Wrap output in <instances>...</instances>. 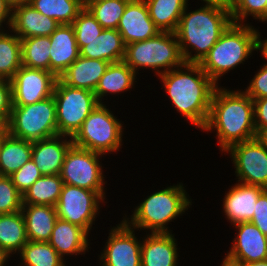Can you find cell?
<instances>
[{"mask_svg":"<svg viewBox=\"0 0 267 266\" xmlns=\"http://www.w3.org/2000/svg\"><path fill=\"white\" fill-rule=\"evenodd\" d=\"M257 137L267 147V129L263 130Z\"/></svg>","mask_w":267,"mask_h":266,"instance_id":"f907efd6","label":"cell"},{"mask_svg":"<svg viewBox=\"0 0 267 266\" xmlns=\"http://www.w3.org/2000/svg\"><path fill=\"white\" fill-rule=\"evenodd\" d=\"M32 156V142L15 138L7 132L0 138V176H10Z\"/></svg>","mask_w":267,"mask_h":266,"instance_id":"484cf974","label":"cell"},{"mask_svg":"<svg viewBox=\"0 0 267 266\" xmlns=\"http://www.w3.org/2000/svg\"><path fill=\"white\" fill-rule=\"evenodd\" d=\"M110 62L79 56L58 78L73 88L95 91Z\"/></svg>","mask_w":267,"mask_h":266,"instance_id":"603a6c76","label":"cell"},{"mask_svg":"<svg viewBox=\"0 0 267 266\" xmlns=\"http://www.w3.org/2000/svg\"><path fill=\"white\" fill-rule=\"evenodd\" d=\"M28 242L24 217L21 211L0 214V247L10 254L19 253Z\"/></svg>","mask_w":267,"mask_h":266,"instance_id":"83f0119b","label":"cell"},{"mask_svg":"<svg viewBox=\"0 0 267 266\" xmlns=\"http://www.w3.org/2000/svg\"><path fill=\"white\" fill-rule=\"evenodd\" d=\"M103 154L72 145L66 152L61 169L64 184L92 191H104V175L99 157Z\"/></svg>","mask_w":267,"mask_h":266,"instance_id":"8fae6325","label":"cell"},{"mask_svg":"<svg viewBox=\"0 0 267 266\" xmlns=\"http://www.w3.org/2000/svg\"><path fill=\"white\" fill-rule=\"evenodd\" d=\"M29 4L59 24H72L84 8L82 0H30Z\"/></svg>","mask_w":267,"mask_h":266,"instance_id":"1f68e13d","label":"cell"},{"mask_svg":"<svg viewBox=\"0 0 267 266\" xmlns=\"http://www.w3.org/2000/svg\"><path fill=\"white\" fill-rule=\"evenodd\" d=\"M260 32L253 26L231 23L219 40L199 63L203 71L218 85L219 78L260 51Z\"/></svg>","mask_w":267,"mask_h":266,"instance_id":"277c9868","label":"cell"},{"mask_svg":"<svg viewBox=\"0 0 267 266\" xmlns=\"http://www.w3.org/2000/svg\"><path fill=\"white\" fill-rule=\"evenodd\" d=\"M141 245V266H177V244L171 233L147 234Z\"/></svg>","mask_w":267,"mask_h":266,"instance_id":"7402d4cb","label":"cell"},{"mask_svg":"<svg viewBox=\"0 0 267 266\" xmlns=\"http://www.w3.org/2000/svg\"><path fill=\"white\" fill-rule=\"evenodd\" d=\"M13 107L10 80L0 79V120L6 125Z\"/></svg>","mask_w":267,"mask_h":266,"instance_id":"60d3db41","label":"cell"},{"mask_svg":"<svg viewBox=\"0 0 267 266\" xmlns=\"http://www.w3.org/2000/svg\"><path fill=\"white\" fill-rule=\"evenodd\" d=\"M72 145V138L64 135L35 141L32 142L31 158L42 175H58L61 173L66 152Z\"/></svg>","mask_w":267,"mask_h":266,"instance_id":"ac0fdd59","label":"cell"},{"mask_svg":"<svg viewBox=\"0 0 267 266\" xmlns=\"http://www.w3.org/2000/svg\"><path fill=\"white\" fill-rule=\"evenodd\" d=\"M76 42H89L103 31V27L87 8H83L72 23Z\"/></svg>","mask_w":267,"mask_h":266,"instance_id":"d590c367","label":"cell"},{"mask_svg":"<svg viewBox=\"0 0 267 266\" xmlns=\"http://www.w3.org/2000/svg\"><path fill=\"white\" fill-rule=\"evenodd\" d=\"M266 0H233L230 6L232 23L242 24L248 16L263 22Z\"/></svg>","mask_w":267,"mask_h":266,"instance_id":"74e56055","label":"cell"},{"mask_svg":"<svg viewBox=\"0 0 267 266\" xmlns=\"http://www.w3.org/2000/svg\"><path fill=\"white\" fill-rule=\"evenodd\" d=\"M58 175H43L23 194V204L56 206L63 187Z\"/></svg>","mask_w":267,"mask_h":266,"instance_id":"f546056e","label":"cell"},{"mask_svg":"<svg viewBox=\"0 0 267 266\" xmlns=\"http://www.w3.org/2000/svg\"><path fill=\"white\" fill-rule=\"evenodd\" d=\"M201 1H203L204 3H216L230 7L233 0H201Z\"/></svg>","mask_w":267,"mask_h":266,"instance_id":"bcb514c9","label":"cell"},{"mask_svg":"<svg viewBox=\"0 0 267 266\" xmlns=\"http://www.w3.org/2000/svg\"><path fill=\"white\" fill-rule=\"evenodd\" d=\"M6 132L15 138L30 142L58 135L53 95L33 104L13 106L6 124Z\"/></svg>","mask_w":267,"mask_h":266,"instance_id":"52a82bcc","label":"cell"},{"mask_svg":"<svg viewBox=\"0 0 267 266\" xmlns=\"http://www.w3.org/2000/svg\"><path fill=\"white\" fill-rule=\"evenodd\" d=\"M8 258H10L7 253L0 247V266H5L7 264Z\"/></svg>","mask_w":267,"mask_h":266,"instance_id":"c3c4849f","label":"cell"},{"mask_svg":"<svg viewBox=\"0 0 267 266\" xmlns=\"http://www.w3.org/2000/svg\"><path fill=\"white\" fill-rule=\"evenodd\" d=\"M158 77L176 110L202 130L207 123L212 95L218 85L199 64L194 63H184Z\"/></svg>","mask_w":267,"mask_h":266,"instance_id":"7a4b0ae2","label":"cell"},{"mask_svg":"<svg viewBox=\"0 0 267 266\" xmlns=\"http://www.w3.org/2000/svg\"><path fill=\"white\" fill-rule=\"evenodd\" d=\"M50 37V72L59 77L79 56L72 24H60Z\"/></svg>","mask_w":267,"mask_h":266,"instance_id":"d6986e66","label":"cell"},{"mask_svg":"<svg viewBox=\"0 0 267 266\" xmlns=\"http://www.w3.org/2000/svg\"><path fill=\"white\" fill-rule=\"evenodd\" d=\"M262 39L260 38V52L262 56L267 60V39L261 41Z\"/></svg>","mask_w":267,"mask_h":266,"instance_id":"7dc6e473","label":"cell"},{"mask_svg":"<svg viewBox=\"0 0 267 266\" xmlns=\"http://www.w3.org/2000/svg\"><path fill=\"white\" fill-rule=\"evenodd\" d=\"M221 266H239V265L230 263V262H228V261H226V260L224 259V260L222 261Z\"/></svg>","mask_w":267,"mask_h":266,"instance_id":"db71d44e","label":"cell"},{"mask_svg":"<svg viewBox=\"0 0 267 266\" xmlns=\"http://www.w3.org/2000/svg\"><path fill=\"white\" fill-rule=\"evenodd\" d=\"M130 0H104L83 3L104 29H117L125 7Z\"/></svg>","mask_w":267,"mask_h":266,"instance_id":"e575fe53","label":"cell"},{"mask_svg":"<svg viewBox=\"0 0 267 266\" xmlns=\"http://www.w3.org/2000/svg\"><path fill=\"white\" fill-rule=\"evenodd\" d=\"M6 133V125L0 120V138Z\"/></svg>","mask_w":267,"mask_h":266,"instance_id":"816d5d0a","label":"cell"},{"mask_svg":"<svg viewBox=\"0 0 267 266\" xmlns=\"http://www.w3.org/2000/svg\"><path fill=\"white\" fill-rule=\"evenodd\" d=\"M0 33V79L10 80L22 66L21 39L10 31Z\"/></svg>","mask_w":267,"mask_h":266,"instance_id":"d6a6232c","label":"cell"},{"mask_svg":"<svg viewBox=\"0 0 267 266\" xmlns=\"http://www.w3.org/2000/svg\"><path fill=\"white\" fill-rule=\"evenodd\" d=\"M57 79L52 72L22 65L10 79L13 106L33 104L52 96Z\"/></svg>","mask_w":267,"mask_h":266,"instance_id":"4fadbf2b","label":"cell"},{"mask_svg":"<svg viewBox=\"0 0 267 266\" xmlns=\"http://www.w3.org/2000/svg\"><path fill=\"white\" fill-rule=\"evenodd\" d=\"M238 230L225 260L233 264H246L267 259V236L253 223L233 225Z\"/></svg>","mask_w":267,"mask_h":266,"instance_id":"9a60e30c","label":"cell"},{"mask_svg":"<svg viewBox=\"0 0 267 266\" xmlns=\"http://www.w3.org/2000/svg\"><path fill=\"white\" fill-rule=\"evenodd\" d=\"M265 188L257 185L236 183L223 199V211L231 225L250 222L254 215L256 201Z\"/></svg>","mask_w":267,"mask_h":266,"instance_id":"e0dca14e","label":"cell"},{"mask_svg":"<svg viewBox=\"0 0 267 266\" xmlns=\"http://www.w3.org/2000/svg\"><path fill=\"white\" fill-rule=\"evenodd\" d=\"M42 176V173L39 171L32 158L10 175L13 184L22 195Z\"/></svg>","mask_w":267,"mask_h":266,"instance_id":"f35d334b","label":"cell"},{"mask_svg":"<svg viewBox=\"0 0 267 266\" xmlns=\"http://www.w3.org/2000/svg\"><path fill=\"white\" fill-rule=\"evenodd\" d=\"M136 76V73L124 61L110 63L94 91L98 103L103 104V97L109 93L117 94L130 90L134 87Z\"/></svg>","mask_w":267,"mask_h":266,"instance_id":"4316f807","label":"cell"},{"mask_svg":"<svg viewBox=\"0 0 267 266\" xmlns=\"http://www.w3.org/2000/svg\"><path fill=\"white\" fill-rule=\"evenodd\" d=\"M267 21V0H266V4L264 7V12H263V22Z\"/></svg>","mask_w":267,"mask_h":266,"instance_id":"f5cc1de1","label":"cell"},{"mask_svg":"<svg viewBox=\"0 0 267 266\" xmlns=\"http://www.w3.org/2000/svg\"><path fill=\"white\" fill-rule=\"evenodd\" d=\"M60 24L34 9L30 4L12 9L10 29L20 39L37 36H50Z\"/></svg>","mask_w":267,"mask_h":266,"instance_id":"ffe728a7","label":"cell"},{"mask_svg":"<svg viewBox=\"0 0 267 266\" xmlns=\"http://www.w3.org/2000/svg\"><path fill=\"white\" fill-rule=\"evenodd\" d=\"M149 16L160 31L175 32L188 0H144Z\"/></svg>","mask_w":267,"mask_h":266,"instance_id":"f1b7e54d","label":"cell"},{"mask_svg":"<svg viewBox=\"0 0 267 266\" xmlns=\"http://www.w3.org/2000/svg\"><path fill=\"white\" fill-rule=\"evenodd\" d=\"M23 195L17 190L10 176H0V214L21 211Z\"/></svg>","mask_w":267,"mask_h":266,"instance_id":"8d00e7d4","label":"cell"},{"mask_svg":"<svg viewBox=\"0 0 267 266\" xmlns=\"http://www.w3.org/2000/svg\"><path fill=\"white\" fill-rule=\"evenodd\" d=\"M80 56L105 60L110 63L123 61L126 44L117 29H103L98 37L89 42H76Z\"/></svg>","mask_w":267,"mask_h":266,"instance_id":"44dd1931","label":"cell"},{"mask_svg":"<svg viewBox=\"0 0 267 266\" xmlns=\"http://www.w3.org/2000/svg\"><path fill=\"white\" fill-rule=\"evenodd\" d=\"M232 157L238 182L267 189V147L258 137L232 145Z\"/></svg>","mask_w":267,"mask_h":266,"instance_id":"7c38bea8","label":"cell"},{"mask_svg":"<svg viewBox=\"0 0 267 266\" xmlns=\"http://www.w3.org/2000/svg\"><path fill=\"white\" fill-rule=\"evenodd\" d=\"M254 105V123L257 136L267 129V97L252 99Z\"/></svg>","mask_w":267,"mask_h":266,"instance_id":"7bdbcfd3","label":"cell"},{"mask_svg":"<svg viewBox=\"0 0 267 266\" xmlns=\"http://www.w3.org/2000/svg\"><path fill=\"white\" fill-rule=\"evenodd\" d=\"M117 30L126 45L150 39L161 32L150 18L144 0H130L127 3Z\"/></svg>","mask_w":267,"mask_h":266,"instance_id":"2e32d148","label":"cell"},{"mask_svg":"<svg viewBox=\"0 0 267 266\" xmlns=\"http://www.w3.org/2000/svg\"><path fill=\"white\" fill-rule=\"evenodd\" d=\"M21 212L24 217L28 240L48 242L58 219L56 207L23 204Z\"/></svg>","mask_w":267,"mask_h":266,"instance_id":"d4e9b609","label":"cell"},{"mask_svg":"<svg viewBox=\"0 0 267 266\" xmlns=\"http://www.w3.org/2000/svg\"><path fill=\"white\" fill-rule=\"evenodd\" d=\"M50 46L49 36L21 39L22 65L50 72Z\"/></svg>","mask_w":267,"mask_h":266,"instance_id":"4dcf8cb0","label":"cell"},{"mask_svg":"<svg viewBox=\"0 0 267 266\" xmlns=\"http://www.w3.org/2000/svg\"><path fill=\"white\" fill-rule=\"evenodd\" d=\"M6 3L13 9L20 5L29 4L30 0H6Z\"/></svg>","mask_w":267,"mask_h":266,"instance_id":"f6af8a7d","label":"cell"},{"mask_svg":"<svg viewBox=\"0 0 267 266\" xmlns=\"http://www.w3.org/2000/svg\"><path fill=\"white\" fill-rule=\"evenodd\" d=\"M255 205L254 215L250 222L267 236V189L259 195Z\"/></svg>","mask_w":267,"mask_h":266,"instance_id":"b9f144b4","label":"cell"},{"mask_svg":"<svg viewBox=\"0 0 267 266\" xmlns=\"http://www.w3.org/2000/svg\"><path fill=\"white\" fill-rule=\"evenodd\" d=\"M53 97L56 104L58 135L71 138L99 104L93 91L70 87L59 78L55 84Z\"/></svg>","mask_w":267,"mask_h":266,"instance_id":"9c48e42d","label":"cell"},{"mask_svg":"<svg viewBox=\"0 0 267 266\" xmlns=\"http://www.w3.org/2000/svg\"><path fill=\"white\" fill-rule=\"evenodd\" d=\"M19 253L23 266H65L66 264L48 242L28 240Z\"/></svg>","mask_w":267,"mask_h":266,"instance_id":"836d02e7","label":"cell"},{"mask_svg":"<svg viewBox=\"0 0 267 266\" xmlns=\"http://www.w3.org/2000/svg\"><path fill=\"white\" fill-rule=\"evenodd\" d=\"M215 128L221 151L257 137L253 100L244 91L216 87L207 123L202 131Z\"/></svg>","mask_w":267,"mask_h":266,"instance_id":"6da1fadb","label":"cell"},{"mask_svg":"<svg viewBox=\"0 0 267 266\" xmlns=\"http://www.w3.org/2000/svg\"><path fill=\"white\" fill-rule=\"evenodd\" d=\"M88 235L80 226L58 218L48 243L64 260L65 255L85 254L89 246Z\"/></svg>","mask_w":267,"mask_h":266,"instance_id":"cb8c5ba5","label":"cell"},{"mask_svg":"<svg viewBox=\"0 0 267 266\" xmlns=\"http://www.w3.org/2000/svg\"><path fill=\"white\" fill-rule=\"evenodd\" d=\"M244 91L252 99L267 97V63L254 75Z\"/></svg>","mask_w":267,"mask_h":266,"instance_id":"ab89813d","label":"cell"},{"mask_svg":"<svg viewBox=\"0 0 267 266\" xmlns=\"http://www.w3.org/2000/svg\"><path fill=\"white\" fill-rule=\"evenodd\" d=\"M1 27H3V26H1V25H0V33H1L3 30H5L4 28H3V29H1Z\"/></svg>","mask_w":267,"mask_h":266,"instance_id":"9f6ffc18","label":"cell"},{"mask_svg":"<svg viewBox=\"0 0 267 266\" xmlns=\"http://www.w3.org/2000/svg\"><path fill=\"white\" fill-rule=\"evenodd\" d=\"M4 22L7 23L6 25L10 28L12 22V8L6 3V0H0V25L2 26Z\"/></svg>","mask_w":267,"mask_h":266,"instance_id":"ee69618b","label":"cell"},{"mask_svg":"<svg viewBox=\"0 0 267 266\" xmlns=\"http://www.w3.org/2000/svg\"><path fill=\"white\" fill-rule=\"evenodd\" d=\"M231 23L229 6L206 3L189 13L185 8L175 31L185 63L199 64Z\"/></svg>","mask_w":267,"mask_h":266,"instance_id":"3957f363","label":"cell"},{"mask_svg":"<svg viewBox=\"0 0 267 266\" xmlns=\"http://www.w3.org/2000/svg\"><path fill=\"white\" fill-rule=\"evenodd\" d=\"M104 0H82L83 3H95V2H100Z\"/></svg>","mask_w":267,"mask_h":266,"instance_id":"11a10c76","label":"cell"},{"mask_svg":"<svg viewBox=\"0 0 267 266\" xmlns=\"http://www.w3.org/2000/svg\"><path fill=\"white\" fill-rule=\"evenodd\" d=\"M187 195L182 183L167 187L148 196L130 218L123 220L134 230L140 228L151 230L150 233H171L166 225L192 205Z\"/></svg>","mask_w":267,"mask_h":266,"instance_id":"5b68a950","label":"cell"},{"mask_svg":"<svg viewBox=\"0 0 267 266\" xmlns=\"http://www.w3.org/2000/svg\"><path fill=\"white\" fill-rule=\"evenodd\" d=\"M122 127L106 105L98 104L72 137V143L103 155L116 152L122 146Z\"/></svg>","mask_w":267,"mask_h":266,"instance_id":"ba28073f","label":"cell"},{"mask_svg":"<svg viewBox=\"0 0 267 266\" xmlns=\"http://www.w3.org/2000/svg\"><path fill=\"white\" fill-rule=\"evenodd\" d=\"M104 191H92L63 184L56 211L58 218L80 226L88 234L99 213L100 202H104Z\"/></svg>","mask_w":267,"mask_h":266,"instance_id":"30bf717a","label":"cell"},{"mask_svg":"<svg viewBox=\"0 0 267 266\" xmlns=\"http://www.w3.org/2000/svg\"><path fill=\"white\" fill-rule=\"evenodd\" d=\"M123 61L136 74L139 68H151L158 76L185 63L175 32L166 31L150 39L127 44ZM161 68L164 70L160 71Z\"/></svg>","mask_w":267,"mask_h":266,"instance_id":"8992f818","label":"cell"},{"mask_svg":"<svg viewBox=\"0 0 267 266\" xmlns=\"http://www.w3.org/2000/svg\"><path fill=\"white\" fill-rule=\"evenodd\" d=\"M239 266H267V259L263 261H257L252 263H246V264H236Z\"/></svg>","mask_w":267,"mask_h":266,"instance_id":"681fc988","label":"cell"},{"mask_svg":"<svg viewBox=\"0 0 267 266\" xmlns=\"http://www.w3.org/2000/svg\"><path fill=\"white\" fill-rule=\"evenodd\" d=\"M109 233L100 255L101 266H141V245L134 230L124 220ZM103 262V263H102Z\"/></svg>","mask_w":267,"mask_h":266,"instance_id":"5bb4252c","label":"cell"}]
</instances>
